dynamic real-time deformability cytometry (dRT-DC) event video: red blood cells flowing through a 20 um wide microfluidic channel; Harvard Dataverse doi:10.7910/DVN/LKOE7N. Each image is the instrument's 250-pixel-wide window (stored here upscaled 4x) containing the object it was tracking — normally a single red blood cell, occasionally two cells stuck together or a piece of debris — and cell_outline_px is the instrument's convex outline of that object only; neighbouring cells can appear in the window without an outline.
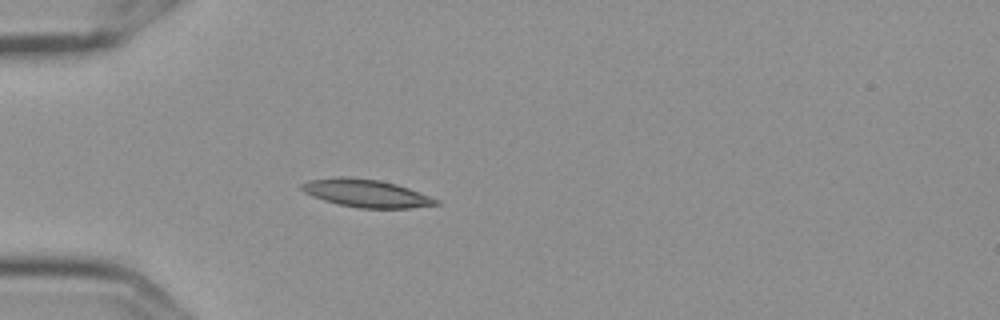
{"species": "Egyptian fruit bat (a non-hibernating species)", "species_latin": "Rousettus aegyptiacus", "temperature_condition": "cold", "stored_images_in_passage": 5, "camera_frame_rate_fps": 3000, "um_per_image_px": 0.085, "frame": {"image": 1, "passage_image": 4, "time_ms": 1.0, "image_size_px": [1000, 320], "cell_outline_px": [[440, 204], [408, 208], [360, 208], [340, 204], [324, 200], [312, 196], [304, 192], [300, 188], [300, 184], [308, 180], [336, 176], [348, 176], [380, 180], [396, 184], [408, 188], [440, 200]], "centroid_in_image_um": [31.09, 16.41], "position_along_channel_um": 53.9, "area_um2": 21.79}}